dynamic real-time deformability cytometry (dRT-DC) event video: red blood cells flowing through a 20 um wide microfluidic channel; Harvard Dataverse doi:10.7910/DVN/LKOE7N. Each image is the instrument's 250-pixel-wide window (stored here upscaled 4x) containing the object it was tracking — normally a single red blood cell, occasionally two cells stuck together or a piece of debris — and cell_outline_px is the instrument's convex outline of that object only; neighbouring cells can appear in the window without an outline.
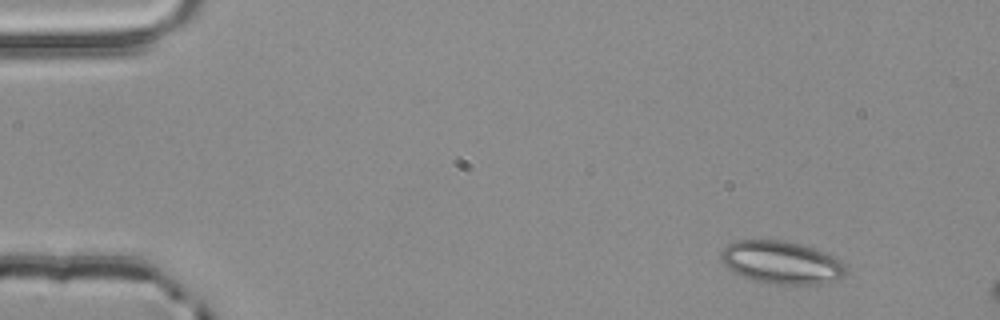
{"species": "common noctule bat (a hibernating species)", "species_latin": "Nyctalus noctula", "temperature_condition": "room temperature", "stored_images_in_passage": 3, "camera_frame_rate_fps": 3000, "um_per_image_px": 0.085, "animal": {"sex": "male", "body_mass_g": 20.4}, "frame": {"image": 1, "passage_image": 1, "time_ms": 0.0, "image_size_px": [1000, 320], "cell_outline_px": [[844, 276], [840, 280], [824, 284], [776, 284], [756, 280], [744, 276], [728, 268], [720, 260], [720, 252], [728, 244], [736, 240], [784, 240], [800, 244], [824, 252], [840, 260], [844, 264]], "centroid_in_image_um": [66.43, 22.31], "position_along_channel_um": 18.6, "area_um2": 30.98}}